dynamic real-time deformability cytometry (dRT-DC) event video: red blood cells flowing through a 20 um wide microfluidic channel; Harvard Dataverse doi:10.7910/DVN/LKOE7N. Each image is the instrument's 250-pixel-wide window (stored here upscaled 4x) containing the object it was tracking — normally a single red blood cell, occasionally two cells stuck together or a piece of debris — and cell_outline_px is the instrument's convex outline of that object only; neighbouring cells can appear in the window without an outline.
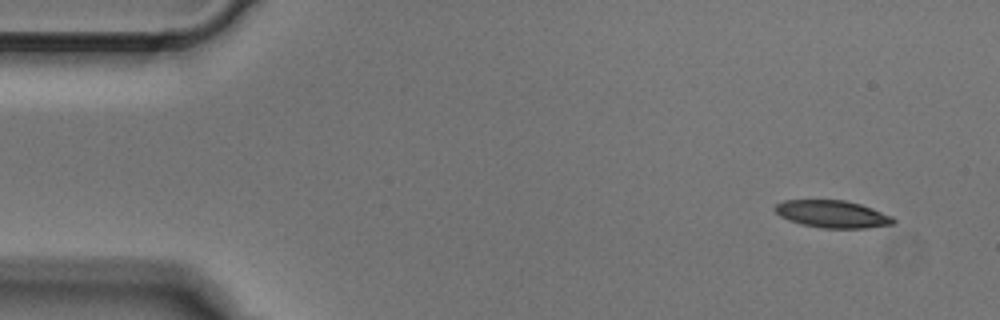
{"species": "Egyptian fruit bat (a non-hibernating species)", "species_latin": "Rousettus aegyptiacus", "temperature_condition": "cold", "stored_images_in_passage": 4, "camera_frame_rate_fps": 3000, "um_per_image_px": 0.085, "animal": {"sex": "male"}, "frame": {"image": 1, "passage_image": 1, "time_ms": 0.0, "image_size_px": [1000, 320], "cell_outline_px": [[896, 220], [892, 224], [864, 228], [820, 228], [800, 224], [788, 220], [780, 216], [772, 208], [776, 204], [784, 200], [844, 200], [860, 204], [872, 208], [892, 216]], "centroid_in_image_um": [70.71, 18.2], "position_along_channel_um": 14.3, "area_um2": 18.9}}
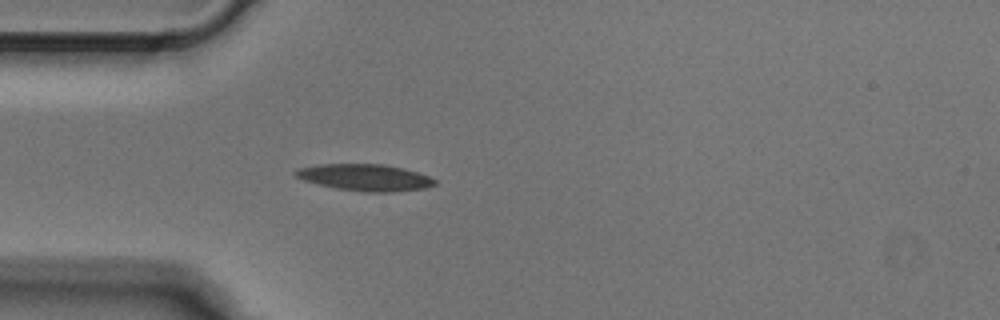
{"frame": {"image": 2, "passage_image": 4, "time_ms": 1.0, "image_size_px": [1000, 320], "cell_outline_px": [[436, 184], [428, 188], [396, 192], [364, 192], [336, 188], [304, 180], [296, 176], [292, 172], [296, 168], [320, 164], [384, 164], [404, 168], [428, 176], [436, 180]], "centroid_in_image_um": [31.05, 15.08], "position_along_channel_um": 54.0, "area_um2": 21.73}}